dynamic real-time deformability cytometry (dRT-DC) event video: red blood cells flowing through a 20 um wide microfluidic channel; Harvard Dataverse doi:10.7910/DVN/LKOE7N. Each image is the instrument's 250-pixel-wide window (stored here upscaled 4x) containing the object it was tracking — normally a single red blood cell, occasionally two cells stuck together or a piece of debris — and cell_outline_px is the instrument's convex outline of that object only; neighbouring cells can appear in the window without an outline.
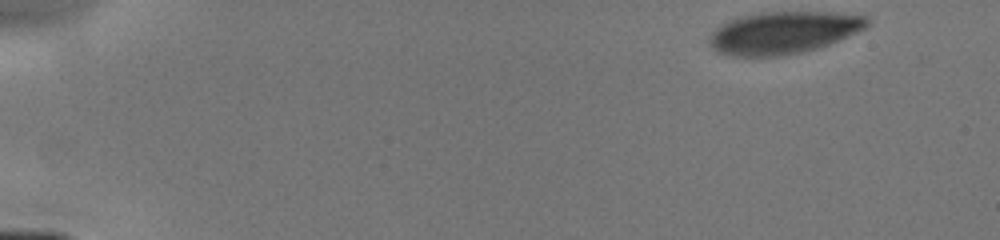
{"species": "human", "species_latin": "Homo sapiens", "temperature_condition": "cold", "stored_images_in_passage": 47, "camera_frame_rate_fps": 3000, "um_per_image_px": 0.085, "donor": {"sex": "male"}, "frame": {"image": 1, "passage_image": 1, "time_ms": 0.0, "image_size_px": [1000, 240], "cell_outline_px": [[868, 28], [828, 44], [816, 48], [800, 52], [780, 56], [732, 56], [720, 52], [712, 48], [708, 40], [712, 32], [716, 28], [728, 20], [740, 16], [760, 12], [836, 12], [868, 16]], "centroid_in_image_um": [66.6, 2.76], "position_along_channel_um": 18.4, "area_um2": 38.84}}
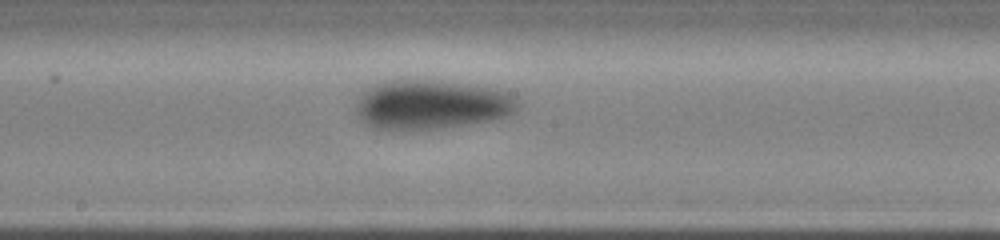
{"frame": {"image": 2, "passage_image": 25, "time_ms": 7.667, "image_size_px": [1000, 240], "cell_outline_px": [[520, 104], [516, 112], [508, 116], [492, 120], [444, 128], [372, 128], [360, 120], [356, 112], [356, 100], [364, 88], [384, 80], [440, 80], [472, 84], [496, 88], [508, 92], [516, 96], [520, 100]], "centroid_in_image_um": [36.7, 8.86], "position_along_channel_um": 211.5, "area_um2": 47.16}}
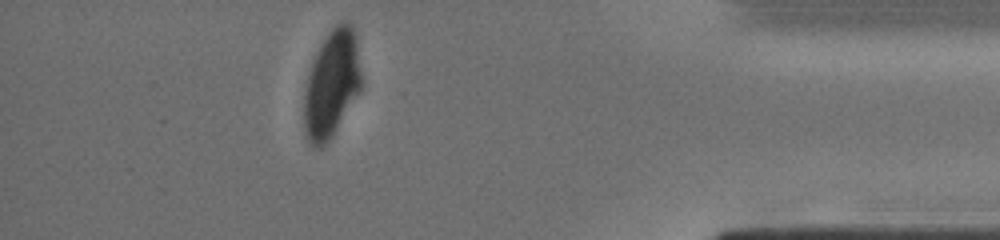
{"frame": {"image": 3, "passage_image": 41, "time_ms": 13.0, "image_size_px": [1000, 240], "cell_outline_px": [[360, 92], [332, 136], [320, 148], [316, 148], [308, 140], [304, 128], [304, 92], [308, 76], [316, 52], [320, 44], [328, 32], [336, 24], [348, 24], [356, 32], [360, 72]], "centroid_in_image_um": [28.18, 7.15], "position_along_channel_um": 407.0, "area_um2": 35.32}}